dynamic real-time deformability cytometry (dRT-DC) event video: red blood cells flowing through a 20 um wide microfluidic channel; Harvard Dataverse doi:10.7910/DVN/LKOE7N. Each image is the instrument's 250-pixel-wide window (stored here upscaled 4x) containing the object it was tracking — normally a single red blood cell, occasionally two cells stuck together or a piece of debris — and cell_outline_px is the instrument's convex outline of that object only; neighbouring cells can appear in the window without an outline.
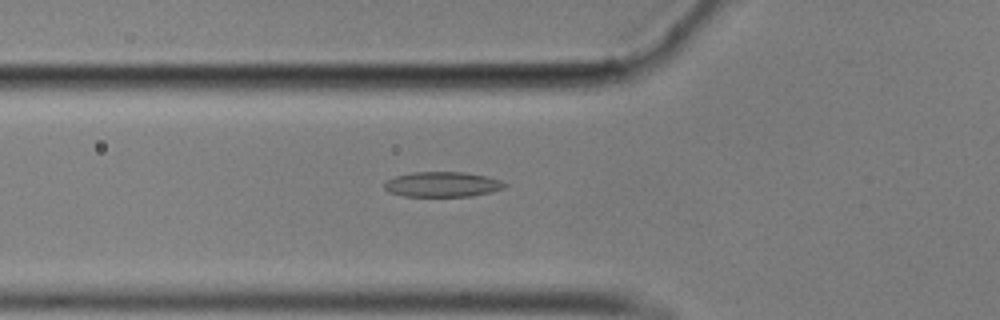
{"species": "common noctule bat (a hibernating species)", "species_latin": "Nyctalus noctula", "temperature_condition": "cold", "stored_images_in_passage": 49, "camera_frame_rate_fps": 3000, "um_per_image_px": 0.085, "animal": {"sex": "male", "body_mass_g": 17.9}, "frame": {"image": 1, "passage_image": 12, "time_ms": 3.667, "image_size_px": [1000, 320], "cell_outline_px": [[508, 184], [504, 188], [492, 192], [472, 196], [404, 196], [388, 192], [384, 188], [384, 184], [388, 180], [396, 176], [412, 172], [464, 172], [484, 176], [500, 180]], "centroid_in_image_um": [37.61, 15.67], "position_along_channel_um": 88.2, "area_um2": 17.57}}
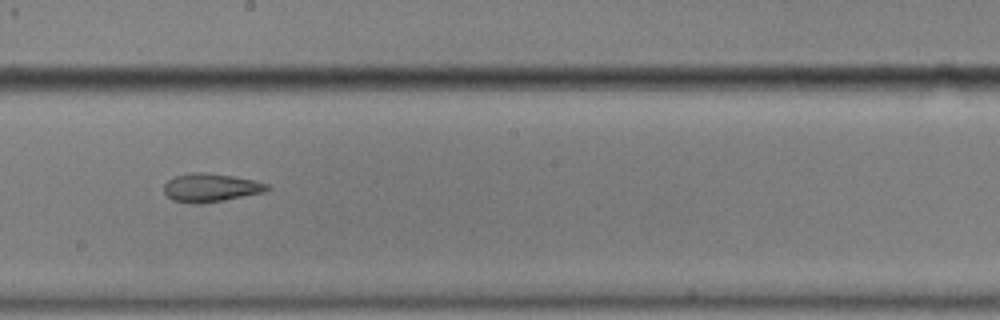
{"frame": {"image": 2, "passage_image": 24, "time_ms": 7.667, "image_size_px": [1000, 320], "cell_outline_px": [[272, 188], [264, 192], [224, 200], [200, 204], [192, 204], [172, 200], [164, 192], [164, 184], [168, 180], [176, 176], [192, 172], [204, 172], [232, 176], [252, 180], [268, 184]], "centroid_in_image_um": [17.9, 15.96], "position_along_channel_um": 230.3, "area_um2": 17.05}}
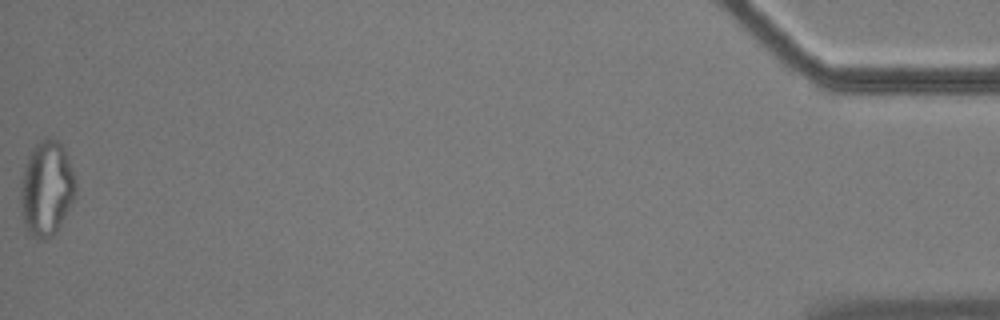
{"frame": {"image": 3, "passage_image": 49, "time_ms": 16.0, "image_size_px": [1000, 320], "cell_outline_px": [[76, 192], [56, 232], [52, 236], [44, 240], [40, 240], [32, 236], [28, 232], [24, 224], [20, 200], [20, 184], [24, 164], [32, 148], [40, 140], [48, 136], [56, 140], [64, 148], [68, 156], [76, 176]], "centroid_in_image_um": [3.95, 15.99], "position_along_channel_um": 431.3, "area_um2": 30.69}, "authors_computed_cell_mechanics": {"area_um2": 17.8024, "velocity_mm_per_s": 3.531, "shape_relaxation_time_tau1_ms": null, "shape_relaxation_time_tau2_ms": 2.8169, "deformation_change_tau1": null, "deformation_change_tau2": 0.1028}}